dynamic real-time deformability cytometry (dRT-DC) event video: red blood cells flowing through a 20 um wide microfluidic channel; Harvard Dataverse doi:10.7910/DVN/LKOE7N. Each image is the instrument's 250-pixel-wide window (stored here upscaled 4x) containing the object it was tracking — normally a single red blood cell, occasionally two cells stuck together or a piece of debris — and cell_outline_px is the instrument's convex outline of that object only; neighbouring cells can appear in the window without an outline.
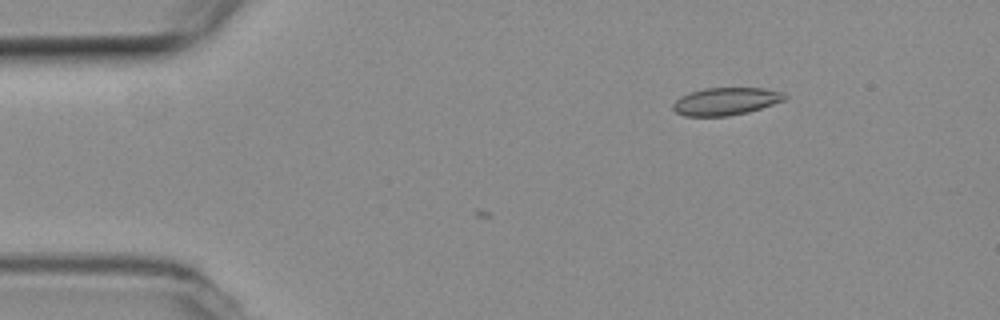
{"species": "common noctule bat (a hibernating species)", "species_latin": "Nyctalus noctula", "temperature_condition": "room temperature", "stored_images_in_passage": 4, "camera_frame_rate_fps": 3000, "um_per_image_px": 0.085, "animal": {"sex": "female", "body_mass_g": 19.3, "forearm_length_mm": 54.1}, "frame": {"image": 1, "passage_image": 1, "time_ms": 0.0, "image_size_px": [1000, 320], "cell_outline_px": [[788, 96], [784, 100], [748, 112], [728, 116], [684, 116], [676, 112], [672, 108], [672, 104], [680, 96], [704, 88], [764, 88], [784, 92]], "centroid_in_image_um": [61.69, 8.61], "position_along_channel_um": 23.3, "area_um2": 17.92}}